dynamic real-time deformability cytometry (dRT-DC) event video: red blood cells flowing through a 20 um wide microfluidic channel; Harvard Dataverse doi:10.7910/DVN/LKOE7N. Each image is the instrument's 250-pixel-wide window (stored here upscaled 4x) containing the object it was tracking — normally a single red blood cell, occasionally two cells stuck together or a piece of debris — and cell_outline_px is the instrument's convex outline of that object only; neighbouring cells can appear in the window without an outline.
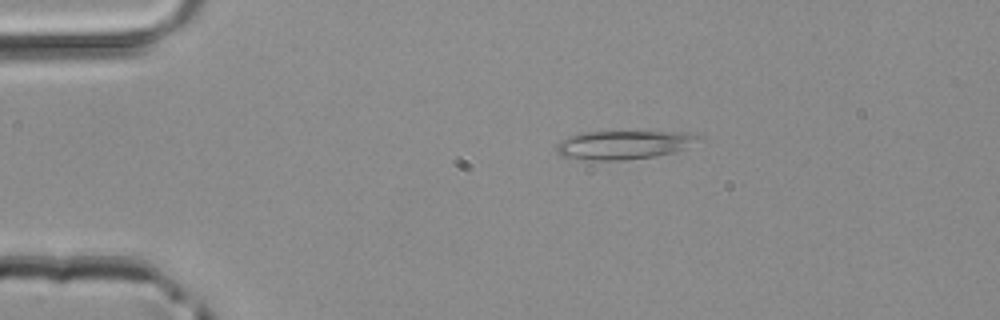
{"species": "common noctule bat (a hibernating species)", "species_latin": "Nyctalus noctula", "temperature_condition": "room temperature", "stored_images_in_passage": 40, "camera_frame_rate_fps": 3000, "um_per_image_px": 0.085, "animal": {"sex": "male", "body_mass_g": 20.4}, "frame": {"image": 1, "passage_image": 2, "time_ms": 0.333, "image_size_px": [1000, 320], "cell_outline_px": [[704, 140], [688, 148], [676, 152], [656, 156], [624, 160], [584, 160], [560, 156], [556, 152], [556, 144], [560, 140], [568, 136], [580, 132], [684, 132], [704, 136]], "centroid_in_image_um": [53.06, 12.31], "position_along_channel_um": 31.9, "area_um2": 24.28}}
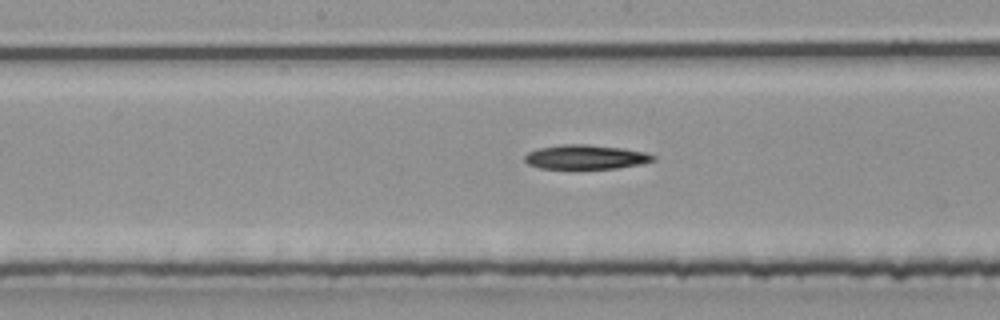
{"frame": {"image": 2, "passage_image": 17, "time_ms": 5.333, "image_size_px": [1000, 320], "cell_outline_px": [[656, 160], [640, 164], [616, 168], [540, 168], [528, 164], [524, 160], [524, 156], [528, 152], [536, 148], [560, 144], [588, 144], [620, 148], [644, 152], [656, 156]], "centroid_in_image_um": [49.75, 13.33], "position_along_channel_um": 198.5, "area_um2": 18.15}}
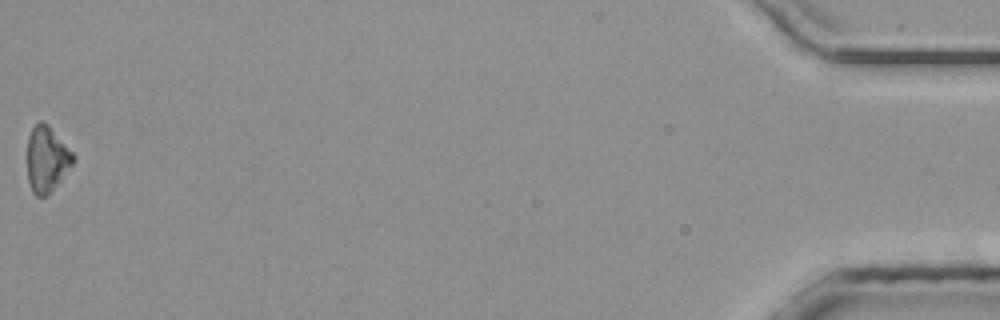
{"frame": {"image": 3, "passage_image": 40, "time_ms": 13.0, "image_size_px": [1000, 320], "cell_outline_px": [[76, 160], [60, 180], [44, 196], [36, 196], [32, 192], [28, 180], [28, 136], [32, 128], [40, 120], [44, 120], [48, 124], [76, 156]], "centroid_in_image_um": [3.98, 13.48], "position_along_channel_um": 431.2, "area_um2": 17.4}}